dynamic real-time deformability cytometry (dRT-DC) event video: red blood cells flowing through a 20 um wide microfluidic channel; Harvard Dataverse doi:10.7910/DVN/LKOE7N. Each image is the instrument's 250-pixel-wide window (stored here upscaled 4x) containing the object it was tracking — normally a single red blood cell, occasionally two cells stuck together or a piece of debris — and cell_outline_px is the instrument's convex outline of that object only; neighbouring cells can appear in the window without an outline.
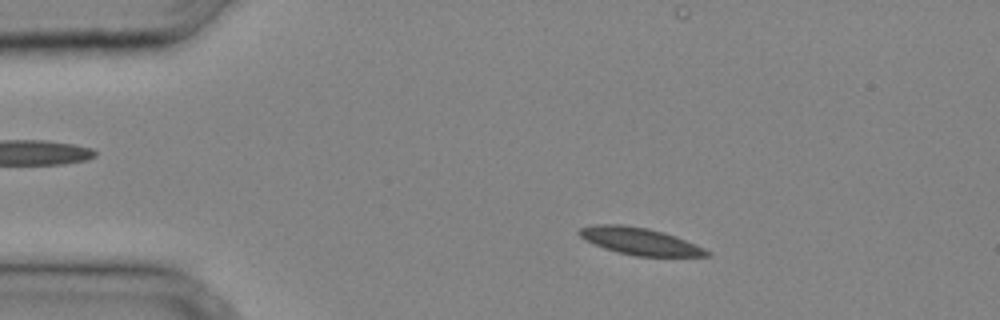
{"species": "common noctule bat (a hibernating species)", "species_latin": "Nyctalus noctula", "temperature_condition": "cold", "stored_images_in_passage": 33, "camera_frame_rate_fps": 3000, "um_per_image_px": 0.085, "animal": {"sex": "male", "body_mass_g": 20.4}, "frame": {"image": 1, "passage_image": 5, "time_ms": 1.333, "image_size_px": [1000, 320], "cell_outline_px": [[712, 256], [636, 256], [604, 248], [580, 236], [576, 232], [580, 228], [596, 224], [620, 224], [648, 228], [664, 232], [676, 236], [696, 244], [712, 252]], "centroid_in_image_um": [54.43, 20.5], "position_along_channel_um": 30.6, "area_um2": 20.0}}
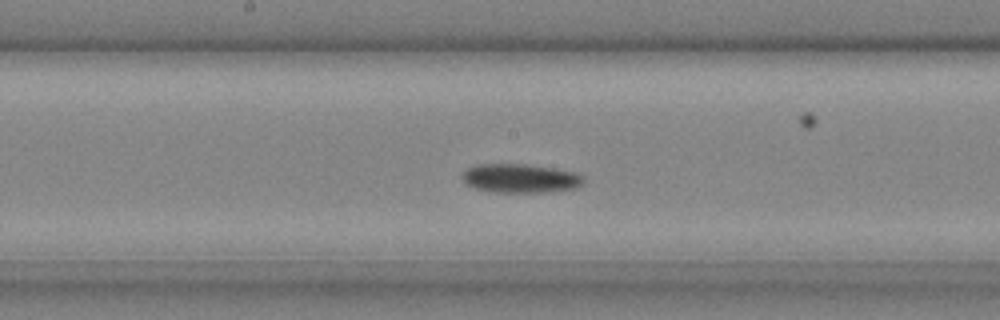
{"frame": {"image": 2, "passage_image": 17, "time_ms": 5.333, "image_size_px": [1000, 320], "cell_outline_px": [[584, 184], [576, 188], [540, 192], [492, 192], [476, 188], [464, 184], [460, 176], [468, 168], [476, 164], [524, 164], [552, 168], [576, 172], [584, 176]], "centroid_in_image_um": [44.21, 15.15], "position_along_channel_um": 204.0, "area_um2": 20.52}}
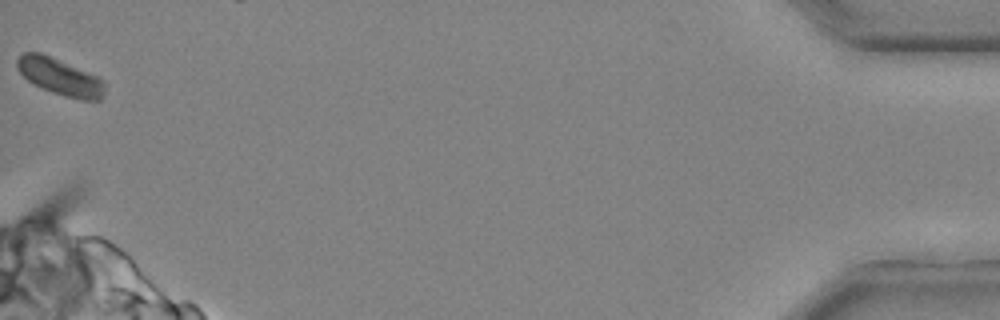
{"frame": {"image": 3, "passage_image": 33, "time_ms": 10.667, "image_size_px": [1000, 320], "cell_outline_px": [[104, 92], [100, 100], [80, 100], [64, 96], [52, 92], [32, 84], [16, 68], [16, 60], [24, 52], [40, 52], [96, 76], [104, 80]], "centroid_in_image_um": [5.08, 6.54], "position_along_channel_um": 430.1, "area_um2": 18.55}}